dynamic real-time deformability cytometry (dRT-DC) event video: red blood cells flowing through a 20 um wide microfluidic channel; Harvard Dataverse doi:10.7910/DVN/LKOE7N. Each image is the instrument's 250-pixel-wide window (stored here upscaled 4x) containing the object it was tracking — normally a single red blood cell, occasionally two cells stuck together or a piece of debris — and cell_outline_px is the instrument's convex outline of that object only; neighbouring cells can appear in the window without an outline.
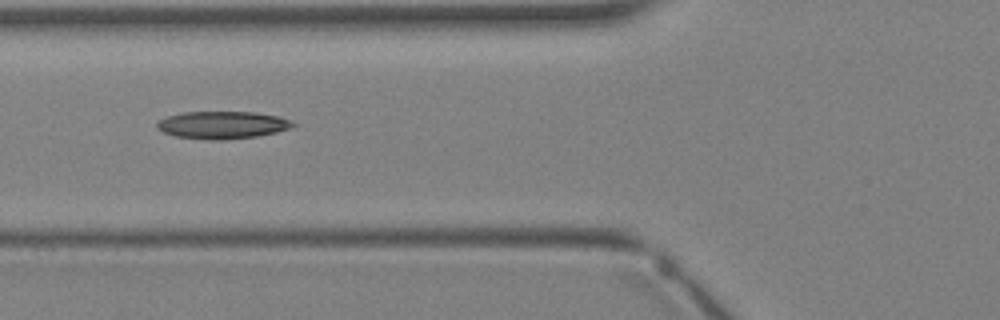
{"species": "Egyptian fruit bat (a non-hibernating species)", "species_latin": "Rousettus aegyptiacus", "temperature_condition": "warm", "stored_images_in_passage": 4, "camera_frame_rate_fps": 3000, "um_per_image_px": 0.085, "animal": {"sex": "female"}, "frame": {"image": 1, "passage_image": 4, "time_ms": 3.333, "image_size_px": [1000, 320], "cell_outline_px": [[296, 124], [292, 128], [276, 132], [256, 136], [220, 140], [212, 140], [176, 136], [164, 132], [156, 128], [156, 124], [160, 120], [168, 116], [184, 112], [252, 112], [276, 116], [292, 120]], "centroid_in_image_um": [18.92, 10.62], "position_along_channel_um": 106.9, "area_um2": 21.56}}